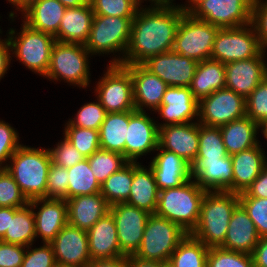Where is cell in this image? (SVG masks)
<instances>
[{
  "instance_id": "1",
  "label": "cell",
  "mask_w": 267,
  "mask_h": 267,
  "mask_svg": "<svg viewBox=\"0 0 267 267\" xmlns=\"http://www.w3.org/2000/svg\"><path fill=\"white\" fill-rule=\"evenodd\" d=\"M183 10L172 4L139 8L131 24L130 41L121 65L142 64L173 50Z\"/></svg>"
},
{
  "instance_id": "2",
  "label": "cell",
  "mask_w": 267,
  "mask_h": 267,
  "mask_svg": "<svg viewBox=\"0 0 267 267\" xmlns=\"http://www.w3.org/2000/svg\"><path fill=\"white\" fill-rule=\"evenodd\" d=\"M238 205L239 196L236 193L206 191L197 226L190 235L208 248L220 247L225 241L229 221Z\"/></svg>"
},
{
  "instance_id": "3",
  "label": "cell",
  "mask_w": 267,
  "mask_h": 267,
  "mask_svg": "<svg viewBox=\"0 0 267 267\" xmlns=\"http://www.w3.org/2000/svg\"><path fill=\"white\" fill-rule=\"evenodd\" d=\"M7 171L28 201L46 198L51 155L48 149L21 145L9 159ZM9 164V165H8Z\"/></svg>"
},
{
  "instance_id": "4",
  "label": "cell",
  "mask_w": 267,
  "mask_h": 267,
  "mask_svg": "<svg viewBox=\"0 0 267 267\" xmlns=\"http://www.w3.org/2000/svg\"><path fill=\"white\" fill-rule=\"evenodd\" d=\"M205 193L206 190L192 179L180 187L160 190L155 214L178 224L190 234L197 226Z\"/></svg>"
},
{
  "instance_id": "5",
  "label": "cell",
  "mask_w": 267,
  "mask_h": 267,
  "mask_svg": "<svg viewBox=\"0 0 267 267\" xmlns=\"http://www.w3.org/2000/svg\"><path fill=\"white\" fill-rule=\"evenodd\" d=\"M133 19L134 17L94 15L85 48L91 55L121 52V58H112L110 64H122L130 41Z\"/></svg>"
},
{
  "instance_id": "6",
  "label": "cell",
  "mask_w": 267,
  "mask_h": 267,
  "mask_svg": "<svg viewBox=\"0 0 267 267\" xmlns=\"http://www.w3.org/2000/svg\"><path fill=\"white\" fill-rule=\"evenodd\" d=\"M8 31L7 40L14 56L32 72L45 77L50 67L51 51L56 42L55 37L35 30L25 22L22 23L21 32L16 33L13 28Z\"/></svg>"
},
{
  "instance_id": "7",
  "label": "cell",
  "mask_w": 267,
  "mask_h": 267,
  "mask_svg": "<svg viewBox=\"0 0 267 267\" xmlns=\"http://www.w3.org/2000/svg\"><path fill=\"white\" fill-rule=\"evenodd\" d=\"M187 234L178 224L151 214L144 229L140 248L134 256L142 260L168 263L172 252Z\"/></svg>"
},
{
  "instance_id": "8",
  "label": "cell",
  "mask_w": 267,
  "mask_h": 267,
  "mask_svg": "<svg viewBox=\"0 0 267 267\" xmlns=\"http://www.w3.org/2000/svg\"><path fill=\"white\" fill-rule=\"evenodd\" d=\"M89 55L90 52L83 44L56 41L45 77L57 82L63 79L70 85L86 88L90 82Z\"/></svg>"
},
{
  "instance_id": "9",
  "label": "cell",
  "mask_w": 267,
  "mask_h": 267,
  "mask_svg": "<svg viewBox=\"0 0 267 267\" xmlns=\"http://www.w3.org/2000/svg\"><path fill=\"white\" fill-rule=\"evenodd\" d=\"M219 27L186 12L178 25L173 51L201 62L210 59Z\"/></svg>"
},
{
  "instance_id": "10",
  "label": "cell",
  "mask_w": 267,
  "mask_h": 267,
  "mask_svg": "<svg viewBox=\"0 0 267 267\" xmlns=\"http://www.w3.org/2000/svg\"><path fill=\"white\" fill-rule=\"evenodd\" d=\"M108 66L106 73L96 85V98L98 97L107 113L136 110L130 71L121 64Z\"/></svg>"
},
{
  "instance_id": "11",
  "label": "cell",
  "mask_w": 267,
  "mask_h": 267,
  "mask_svg": "<svg viewBox=\"0 0 267 267\" xmlns=\"http://www.w3.org/2000/svg\"><path fill=\"white\" fill-rule=\"evenodd\" d=\"M263 49L252 24L219 28L210 58L227 64L256 57Z\"/></svg>"
},
{
  "instance_id": "12",
  "label": "cell",
  "mask_w": 267,
  "mask_h": 267,
  "mask_svg": "<svg viewBox=\"0 0 267 267\" xmlns=\"http://www.w3.org/2000/svg\"><path fill=\"white\" fill-rule=\"evenodd\" d=\"M253 0H201L188 13L219 28L251 23Z\"/></svg>"
},
{
  "instance_id": "13",
  "label": "cell",
  "mask_w": 267,
  "mask_h": 267,
  "mask_svg": "<svg viewBox=\"0 0 267 267\" xmlns=\"http://www.w3.org/2000/svg\"><path fill=\"white\" fill-rule=\"evenodd\" d=\"M246 116V99L228 88L213 92L199 102L198 122L220 127Z\"/></svg>"
},
{
  "instance_id": "14",
  "label": "cell",
  "mask_w": 267,
  "mask_h": 267,
  "mask_svg": "<svg viewBox=\"0 0 267 267\" xmlns=\"http://www.w3.org/2000/svg\"><path fill=\"white\" fill-rule=\"evenodd\" d=\"M121 251L126 255H134L140 248L149 212L127 203H116L110 206Z\"/></svg>"
},
{
  "instance_id": "15",
  "label": "cell",
  "mask_w": 267,
  "mask_h": 267,
  "mask_svg": "<svg viewBox=\"0 0 267 267\" xmlns=\"http://www.w3.org/2000/svg\"><path fill=\"white\" fill-rule=\"evenodd\" d=\"M146 111H129V125L125 139V158L137 162L139 157L158 148L159 128Z\"/></svg>"
},
{
  "instance_id": "16",
  "label": "cell",
  "mask_w": 267,
  "mask_h": 267,
  "mask_svg": "<svg viewBox=\"0 0 267 267\" xmlns=\"http://www.w3.org/2000/svg\"><path fill=\"white\" fill-rule=\"evenodd\" d=\"M198 62L173 50L148 58L142 65L168 86L189 87Z\"/></svg>"
},
{
  "instance_id": "17",
  "label": "cell",
  "mask_w": 267,
  "mask_h": 267,
  "mask_svg": "<svg viewBox=\"0 0 267 267\" xmlns=\"http://www.w3.org/2000/svg\"><path fill=\"white\" fill-rule=\"evenodd\" d=\"M265 50L256 57L225 64V87L245 99L267 77Z\"/></svg>"
},
{
  "instance_id": "18",
  "label": "cell",
  "mask_w": 267,
  "mask_h": 267,
  "mask_svg": "<svg viewBox=\"0 0 267 267\" xmlns=\"http://www.w3.org/2000/svg\"><path fill=\"white\" fill-rule=\"evenodd\" d=\"M191 166V179L206 191L233 193V165L231 156L213 159H195Z\"/></svg>"
},
{
  "instance_id": "19",
  "label": "cell",
  "mask_w": 267,
  "mask_h": 267,
  "mask_svg": "<svg viewBox=\"0 0 267 267\" xmlns=\"http://www.w3.org/2000/svg\"><path fill=\"white\" fill-rule=\"evenodd\" d=\"M199 102L194 98L189 87L168 86L161 105L155 110L166 123L157 124L158 128L166 125L198 122Z\"/></svg>"
},
{
  "instance_id": "20",
  "label": "cell",
  "mask_w": 267,
  "mask_h": 267,
  "mask_svg": "<svg viewBox=\"0 0 267 267\" xmlns=\"http://www.w3.org/2000/svg\"><path fill=\"white\" fill-rule=\"evenodd\" d=\"M158 146L175 153L191 165L199 148V122L160 127Z\"/></svg>"
},
{
  "instance_id": "21",
  "label": "cell",
  "mask_w": 267,
  "mask_h": 267,
  "mask_svg": "<svg viewBox=\"0 0 267 267\" xmlns=\"http://www.w3.org/2000/svg\"><path fill=\"white\" fill-rule=\"evenodd\" d=\"M56 263L87 266L91 262L88 233L67 224L51 242Z\"/></svg>"
},
{
  "instance_id": "22",
  "label": "cell",
  "mask_w": 267,
  "mask_h": 267,
  "mask_svg": "<svg viewBox=\"0 0 267 267\" xmlns=\"http://www.w3.org/2000/svg\"><path fill=\"white\" fill-rule=\"evenodd\" d=\"M29 204L35 216L36 237H41L43 243H51L68 224L66 200L37 198L30 200ZM36 208L39 209L38 212L34 210Z\"/></svg>"
},
{
  "instance_id": "23",
  "label": "cell",
  "mask_w": 267,
  "mask_h": 267,
  "mask_svg": "<svg viewBox=\"0 0 267 267\" xmlns=\"http://www.w3.org/2000/svg\"><path fill=\"white\" fill-rule=\"evenodd\" d=\"M131 73L133 81V100L137 111L143 107L155 111L162 103L168 85L157 75L151 73L142 64L124 65Z\"/></svg>"
},
{
  "instance_id": "24",
  "label": "cell",
  "mask_w": 267,
  "mask_h": 267,
  "mask_svg": "<svg viewBox=\"0 0 267 267\" xmlns=\"http://www.w3.org/2000/svg\"><path fill=\"white\" fill-rule=\"evenodd\" d=\"M158 154L152 158L150 168L158 190L180 187L191 179V166L183 158L158 146Z\"/></svg>"
},
{
  "instance_id": "25",
  "label": "cell",
  "mask_w": 267,
  "mask_h": 267,
  "mask_svg": "<svg viewBox=\"0 0 267 267\" xmlns=\"http://www.w3.org/2000/svg\"><path fill=\"white\" fill-rule=\"evenodd\" d=\"M87 233L91 260L126 256L120 249L117 228L110 212L100 218Z\"/></svg>"
},
{
  "instance_id": "26",
  "label": "cell",
  "mask_w": 267,
  "mask_h": 267,
  "mask_svg": "<svg viewBox=\"0 0 267 267\" xmlns=\"http://www.w3.org/2000/svg\"><path fill=\"white\" fill-rule=\"evenodd\" d=\"M68 224L88 231L109 213L110 205L101 193L80 195L66 200Z\"/></svg>"
},
{
  "instance_id": "27",
  "label": "cell",
  "mask_w": 267,
  "mask_h": 267,
  "mask_svg": "<svg viewBox=\"0 0 267 267\" xmlns=\"http://www.w3.org/2000/svg\"><path fill=\"white\" fill-rule=\"evenodd\" d=\"M260 238L253 221L239 204L232 214L225 241L220 247L252 255Z\"/></svg>"
},
{
  "instance_id": "28",
  "label": "cell",
  "mask_w": 267,
  "mask_h": 267,
  "mask_svg": "<svg viewBox=\"0 0 267 267\" xmlns=\"http://www.w3.org/2000/svg\"><path fill=\"white\" fill-rule=\"evenodd\" d=\"M256 145L231 155L233 165V193L241 194L253 183L267 165L264 148Z\"/></svg>"
},
{
  "instance_id": "29",
  "label": "cell",
  "mask_w": 267,
  "mask_h": 267,
  "mask_svg": "<svg viewBox=\"0 0 267 267\" xmlns=\"http://www.w3.org/2000/svg\"><path fill=\"white\" fill-rule=\"evenodd\" d=\"M94 12L90 2L83 6L67 8L54 36L56 41L85 44L92 26Z\"/></svg>"
},
{
  "instance_id": "30",
  "label": "cell",
  "mask_w": 267,
  "mask_h": 267,
  "mask_svg": "<svg viewBox=\"0 0 267 267\" xmlns=\"http://www.w3.org/2000/svg\"><path fill=\"white\" fill-rule=\"evenodd\" d=\"M66 9L59 0H36L22 11L23 22L35 30L55 36Z\"/></svg>"
},
{
  "instance_id": "31",
  "label": "cell",
  "mask_w": 267,
  "mask_h": 267,
  "mask_svg": "<svg viewBox=\"0 0 267 267\" xmlns=\"http://www.w3.org/2000/svg\"><path fill=\"white\" fill-rule=\"evenodd\" d=\"M159 190L150 167L140 165L133 171V181L128 200L131 206L155 214L158 205Z\"/></svg>"
},
{
  "instance_id": "32",
  "label": "cell",
  "mask_w": 267,
  "mask_h": 267,
  "mask_svg": "<svg viewBox=\"0 0 267 267\" xmlns=\"http://www.w3.org/2000/svg\"><path fill=\"white\" fill-rule=\"evenodd\" d=\"M219 128L223 144L230 156L260 144L256 137L259 124L248 116L231 121Z\"/></svg>"
},
{
  "instance_id": "33",
  "label": "cell",
  "mask_w": 267,
  "mask_h": 267,
  "mask_svg": "<svg viewBox=\"0 0 267 267\" xmlns=\"http://www.w3.org/2000/svg\"><path fill=\"white\" fill-rule=\"evenodd\" d=\"M189 88L198 102L225 88V64L211 58L198 62Z\"/></svg>"
},
{
  "instance_id": "34",
  "label": "cell",
  "mask_w": 267,
  "mask_h": 267,
  "mask_svg": "<svg viewBox=\"0 0 267 267\" xmlns=\"http://www.w3.org/2000/svg\"><path fill=\"white\" fill-rule=\"evenodd\" d=\"M36 240L35 216L31 205L28 203L25 207H10V224L3 242L29 246Z\"/></svg>"
},
{
  "instance_id": "35",
  "label": "cell",
  "mask_w": 267,
  "mask_h": 267,
  "mask_svg": "<svg viewBox=\"0 0 267 267\" xmlns=\"http://www.w3.org/2000/svg\"><path fill=\"white\" fill-rule=\"evenodd\" d=\"M129 111L107 113L99 130L100 149L117 152L125 157Z\"/></svg>"
},
{
  "instance_id": "36",
  "label": "cell",
  "mask_w": 267,
  "mask_h": 267,
  "mask_svg": "<svg viewBox=\"0 0 267 267\" xmlns=\"http://www.w3.org/2000/svg\"><path fill=\"white\" fill-rule=\"evenodd\" d=\"M139 165L138 162H128L101 184L100 193L110 206L116 203H125L128 200L133 181V171Z\"/></svg>"
},
{
  "instance_id": "37",
  "label": "cell",
  "mask_w": 267,
  "mask_h": 267,
  "mask_svg": "<svg viewBox=\"0 0 267 267\" xmlns=\"http://www.w3.org/2000/svg\"><path fill=\"white\" fill-rule=\"evenodd\" d=\"M209 248L190 234L172 252L169 264L172 267H207Z\"/></svg>"
},
{
  "instance_id": "38",
  "label": "cell",
  "mask_w": 267,
  "mask_h": 267,
  "mask_svg": "<svg viewBox=\"0 0 267 267\" xmlns=\"http://www.w3.org/2000/svg\"><path fill=\"white\" fill-rule=\"evenodd\" d=\"M68 174V199L100 193L101 185L96 180L87 158L68 168Z\"/></svg>"
},
{
  "instance_id": "39",
  "label": "cell",
  "mask_w": 267,
  "mask_h": 267,
  "mask_svg": "<svg viewBox=\"0 0 267 267\" xmlns=\"http://www.w3.org/2000/svg\"><path fill=\"white\" fill-rule=\"evenodd\" d=\"M87 159L100 185L129 162L124 155L104 149H98Z\"/></svg>"
},
{
  "instance_id": "40",
  "label": "cell",
  "mask_w": 267,
  "mask_h": 267,
  "mask_svg": "<svg viewBox=\"0 0 267 267\" xmlns=\"http://www.w3.org/2000/svg\"><path fill=\"white\" fill-rule=\"evenodd\" d=\"M228 156L219 127L199 123V148L196 159L224 158Z\"/></svg>"
},
{
  "instance_id": "41",
  "label": "cell",
  "mask_w": 267,
  "mask_h": 267,
  "mask_svg": "<svg viewBox=\"0 0 267 267\" xmlns=\"http://www.w3.org/2000/svg\"><path fill=\"white\" fill-rule=\"evenodd\" d=\"M64 128V138L86 158H89L100 149L99 130L75 126H66Z\"/></svg>"
},
{
  "instance_id": "42",
  "label": "cell",
  "mask_w": 267,
  "mask_h": 267,
  "mask_svg": "<svg viewBox=\"0 0 267 267\" xmlns=\"http://www.w3.org/2000/svg\"><path fill=\"white\" fill-rule=\"evenodd\" d=\"M207 267H255L250 254L211 247L207 256Z\"/></svg>"
},
{
  "instance_id": "43",
  "label": "cell",
  "mask_w": 267,
  "mask_h": 267,
  "mask_svg": "<svg viewBox=\"0 0 267 267\" xmlns=\"http://www.w3.org/2000/svg\"><path fill=\"white\" fill-rule=\"evenodd\" d=\"M107 115L106 110L97 99V102L84 104L76 114L75 118L69 119L65 126H75L100 130L101 124Z\"/></svg>"
},
{
  "instance_id": "44",
  "label": "cell",
  "mask_w": 267,
  "mask_h": 267,
  "mask_svg": "<svg viewBox=\"0 0 267 267\" xmlns=\"http://www.w3.org/2000/svg\"><path fill=\"white\" fill-rule=\"evenodd\" d=\"M29 201L6 168L0 170V207H25Z\"/></svg>"
},
{
  "instance_id": "45",
  "label": "cell",
  "mask_w": 267,
  "mask_h": 267,
  "mask_svg": "<svg viewBox=\"0 0 267 267\" xmlns=\"http://www.w3.org/2000/svg\"><path fill=\"white\" fill-rule=\"evenodd\" d=\"M239 204L253 221L260 237L267 236V198L239 196Z\"/></svg>"
},
{
  "instance_id": "46",
  "label": "cell",
  "mask_w": 267,
  "mask_h": 267,
  "mask_svg": "<svg viewBox=\"0 0 267 267\" xmlns=\"http://www.w3.org/2000/svg\"><path fill=\"white\" fill-rule=\"evenodd\" d=\"M94 15L135 17L139 7L131 0H89Z\"/></svg>"
},
{
  "instance_id": "47",
  "label": "cell",
  "mask_w": 267,
  "mask_h": 267,
  "mask_svg": "<svg viewBox=\"0 0 267 267\" xmlns=\"http://www.w3.org/2000/svg\"><path fill=\"white\" fill-rule=\"evenodd\" d=\"M246 116L257 124L267 119V77L246 98Z\"/></svg>"
},
{
  "instance_id": "48",
  "label": "cell",
  "mask_w": 267,
  "mask_h": 267,
  "mask_svg": "<svg viewBox=\"0 0 267 267\" xmlns=\"http://www.w3.org/2000/svg\"><path fill=\"white\" fill-rule=\"evenodd\" d=\"M68 168L51 163L48 176L46 198L68 199Z\"/></svg>"
},
{
  "instance_id": "49",
  "label": "cell",
  "mask_w": 267,
  "mask_h": 267,
  "mask_svg": "<svg viewBox=\"0 0 267 267\" xmlns=\"http://www.w3.org/2000/svg\"><path fill=\"white\" fill-rule=\"evenodd\" d=\"M30 247L32 245L26 247L20 267H54L56 265L54 249L51 243H43L42 246L35 249Z\"/></svg>"
},
{
  "instance_id": "50",
  "label": "cell",
  "mask_w": 267,
  "mask_h": 267,
  "mask_svg": "<svg viewBox=\"0 0 267 267\" xmlns=\"http://www.w3.org/2000/svg\"><path fill=\"white\" fill-rule=\"evenodd\" d=\"M57 146L49 150L52 163L64 168L73 167L75 164L86 159L66 138L58 142Z\"/></svg>"
},
{
  "instance_id": "51",
  "label": "cell",
  "mask_w": 267,
  "mask_h": 267,
  "mask_svg": "<svg viewBox=\"0 0 267 267\" xmlns=\"http://www.w3.org/2000/svg\"><path fill=\"white\" fill-rule=\"evenodd\" d=\"M19 135L9 123L0 120V168H6L5 161L9 160L15 151L22 145L19 144ZM3 164V165H2Z\"/></svg>"
},
{
  "instance_id": "52",
  "label": "cell",
  "mask_w": 267,
  "mask_h": 267,
  "mask_svg": "<svg viewBox=\"0 0 267 267\" xmlns=\"http://www.w3.org/2000/svg\"><path fill=\"white\" fill-rule=\"evenodd\" d=\"M262 1V2H261ZM251 24L255 29L259 44L263 50L267 48V0H253Z\"/></svg>"
},
{
  "instance_id": "53",
  "label": "cell",
  "mask_w": 267,
  "mask_h": 267,
  "mask_svg": "<svg viewBox=\"0 0 267 267\" xmlns=\"http://www.w3.org/2000/svg\"><path fill=\"white\" fill-rule=\"evenodd\" d=\"M26 246L11 244L0 240V267H20Z\"/></svg>"
},
{
  "instance_id": "54",
  "label": "cell",
  "mask_w": 267,
  "mask_h": 267,
  "mask_svg": "<svg viewBox=\"0 0 267 267\" xmlns=\"http://www.w3.org/2000/svg\"><path fill=\"white\" fill-rule=\"evenodd\" d=\"M238 196L267 198V165L263 168L253 183L246 189V191L238 194Z\"/></svg>"
},
{
  "instance_id": "55",
  "label": "cell",
  "mask_w": 267,
  "mask_h": 267,
  "mask_svg": "<svg viewBox=\"0 0 267 267\" xmlns=\"http://www.w3.org/2000/svg\"><path fill=\"white\" fill-rule=\"evenodd\" d=\"M255 267H267V236L261 237L252 253Z\"/></svg>"
},
{
  "instance_id": "56",
  "label": "cell",
  "mask_w": 267,
  "mask_h": 267,
  "mask_svg": "<svg viewBox=\"0 0 267 267\" xmlns=\"http://www.w3.org/2000/svg\"><path fill=\"white\" fill-rule=\"evenodd\" d=\"M11 46L7 39L0 41V80L3 79L5 73L10 66L11 58ZM11 58V59H10Z\"/></svg>"
},
{
  "instance_id": "57",
  "label": "cell",
  "mask_w": 267,
  "mask_h": 267,
  "mask_svg": "<svg viewBox=\"0 0 267 267\" xmlns=\"http://www.w3.org/2000/svg\"><path fill=\"white\" fill-rule=\"evenodd\" d=\"M87 267H127V256L111 259L91 260Z\"/></svg>"
},
{
  "instance_id": "58",
  "label": "cell",
  "mask_w": 267,
  "mask_h": 267,
  "mask_svg": "<svg viewBox=\"0 0 267 267\" xmlns=\"http://www.w3.org/2000/svg\"><path fill=\"white\" fill-rule=\"evenodd\" d=\"M164 264L159 261L142 260L134 255L127 256V267H162Z\"/></svg>"
},
{
  "instance_id": "59",
  "label": "cell",
  "mask_w": 267,
  "mask_h": 267,
  "mask_svg": "<svg viewBox=\"0 0 267 267\" xmlns=\"http://www.w3.org/2000/svg\"><path fill=\"white\" fill-rule=\"evenodd\" d=\"M10 224V207H0V240L4 237Z\"/></svg>"
},
{
  "instance_id": "60",
  "label": "cell",
  "mask_w": 267,
  "mask_h": 267,
  "mask_svg": "<svg viewBox=\"0 0 267 267\" xmlns=\"http://www.w3.org/2000/svg\"><path fill=\"white\" fill-rule=\"evenodd\" d=\"M66 8L83 6L89 3V0H59Z\"/></svg>"
},
{
  "instance_id": "61",
  "label": "cell",
  "mask_w": 267,
  "mask_h": 267,
  "mask_svg": "<svg viewBox=\"0 0 267 267\" xmlns=\"http://www.w3.org/2000/svg\"><path fill=\"white\" fill-rule=\"evenodd\" d=\"M200 1L201 0H188L187 2L189 4H186V6L185 5L182 6V4H181V5H177V7L180 8L181 10H183L184 12H189Z\"/></svg>"
},
{
  "instance_id": "62",
  "label": "cell",
  "mask_w": 267,
  "mask_h": 267,
  "mask_svg": "<svg viewBox=\"0 0 267 267\" xmlns=\"http://www.w3.org/2000/svg\"><path fill=\"white\" fill-rule=\"evenodd\" d=\"M259 129L262 131L264 138L267 139V119L259 124Z\"/></svg>"
},
{
  "instance_id": "63",
  "label": "cell",
  "mask_w": 267,
  "mask_h": 267,
  "mask_svg": "<svg viewBox=\"0 0 267 267\" xmlns=\"http://www.w3.org/2000/svg\"><path fill=\"white\" fill-rule=\"evenodd\" d=\"M9 3H11L14 6H16V9L18 11L22 12V0H7Z\"/></svg>"
},
{
  "instance_id": "64",
  "label": "cell",
  "mask_w": 267,
  "mask_h": 267,
  "mask_svg": "<svg viewBox=\"0 0 267 267\" xmlns=\"http://www.w3.org/2000/svg\"><path fill=\"white\" fill-rule=\"evenodd\" d=\"M154 4H172L174 5L173 3V0H151Z\"/></svg>"
},
{
  "instance_id": "65",
  "label": "cell",
  "mask_w": 267,
  "mask_h": 267,
  "mask_svg": "<svg viewBox=\"0 0 267 267\" xmlns=\"http://www.w3.org/2000/svg\"><path fill=\"white\" fill-rule=\"evenodd\" d=\"M34 1L36 0H22V11Z\"/></svg>"
},
{
  "instance_id": "66",
  "label": "cell",
  "mask_w": 267,
  "mask_h": 267,
  "mask_svg": "<svg viewBox=\"0 0 267 267\" xmlns=\"http://www.w3.org/2000/svg\"><path fill=\"white\" fill-rule=\"evenodd\" d=\"M133 3H135L139 8H142L141 7V4H142V2H143V0H131ZM151 3H152V5H153V2L151 1V0H149Z\"/></svg>"
},
{
  "instance_id": "67",
  "label": "cell",
  "mask_w": 267,
  "mask_h": 267,
  "mask_svg": "<svg viewBox=\"0 0 267 267\" xmlns=\"http://www.w3.org/2000/svg\"><path fill=\"white\" fill-rule=\"evenodd\" d=\"M54 267H87V266H72V265H65V264L56 263V265Z\"/></svg>"
},
{
  "instance_id": "68",
  "label": "cell",
  "mask_w": 267,
  "mask_h": 267,
  "mask_svg": "<svg viewBox=\"0 0 267 267\" xmlns=\"http://www.w3.org/2000/svg\"><path fill=\"white\" fill-rule=\"evenodd\" d=\"M162 267H172L169 263H165Z\"/></svg>"
}]
</instances>
